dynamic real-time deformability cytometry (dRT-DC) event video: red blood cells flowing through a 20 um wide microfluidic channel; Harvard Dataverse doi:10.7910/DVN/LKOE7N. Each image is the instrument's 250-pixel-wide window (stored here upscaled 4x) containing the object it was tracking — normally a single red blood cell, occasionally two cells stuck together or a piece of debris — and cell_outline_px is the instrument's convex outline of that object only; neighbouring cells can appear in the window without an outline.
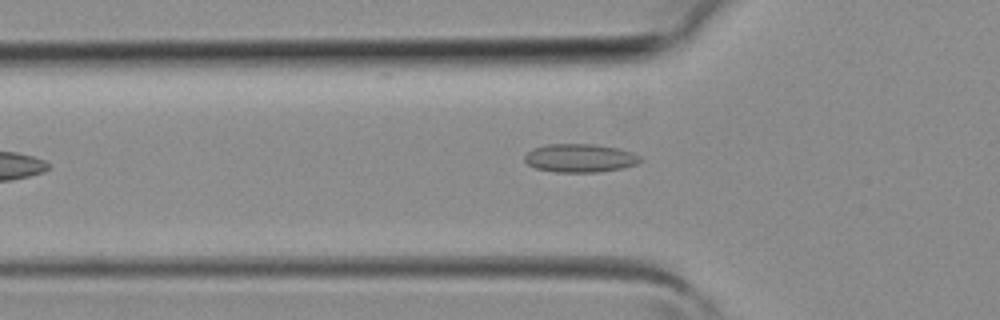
{"species": "common noctule bat (a hibernating species)", "species_latin": "Nyctalus noctula", "temperature_condition": "room temperature", "stored_images_in_passage": 2, "camera_frame_rate_fps": 3000, "um_per_image_px": 0.085, "animal": {"sex": "female", "body_mass_g": 19.3, "forearm_length_mm": 54.1}, "frame": {"image": 1, "passage_image": 2, "time_ms": 0.333, "image_size_px": [1000, 320], "cell_outline_px": [[644, 160], [636, 164], [620, 168], [596, 172], [556, 172], [536, 168], [528, 164], [524, 160], [524, 156], [532, 148], [548, 144], [592, 144], [620, 148], [632, 152], [640, 156]], "centroid_in_image_um": [49.3, 13.43], "position_along_channel_um": 76.5, "area_um2": 19.13}}